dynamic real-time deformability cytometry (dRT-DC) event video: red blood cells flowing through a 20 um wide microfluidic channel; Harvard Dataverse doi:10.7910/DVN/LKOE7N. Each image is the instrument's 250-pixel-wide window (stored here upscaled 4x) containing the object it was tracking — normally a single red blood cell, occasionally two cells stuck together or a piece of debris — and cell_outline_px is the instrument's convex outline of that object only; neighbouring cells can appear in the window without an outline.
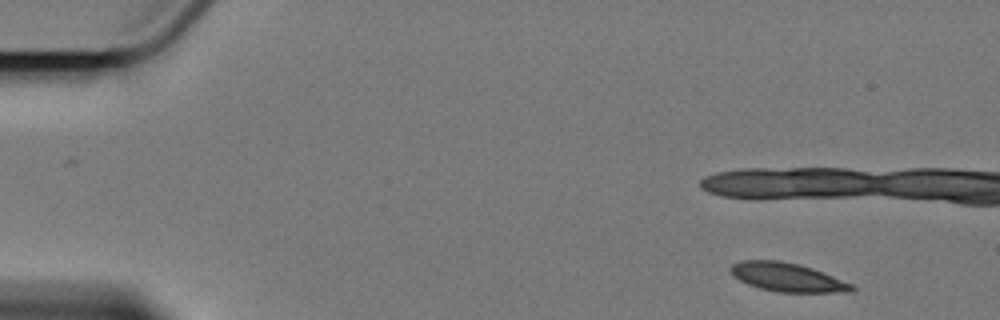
{"species": "Egyptian fruit bat (a non-hibernating species)", "species_latin": "Rousettus aegyptiacus", "temperature_condition": "cold", "stored_images_in_passage": 5, "camera_frame_rate_fps": 3000, "um_per_image_px": 0.085, "animal": {"sex": "female"}, "frame": {"image": 1, "passage_image": 1, "time_ms": 0.0, "image_size_px": [1000, 320], "cell_outline_px": [[856, 288], [852, 292], [776, 292], [760, 288], [748, 284], [732, 276], [728, 268], [732, 264], [740, 260], [780, 260], [812, 268], [852, 284]], "centroid_in_image_um": [66.87, 23.56], "position_along_channel_um": 18.1, "area_um2": 20.23}}